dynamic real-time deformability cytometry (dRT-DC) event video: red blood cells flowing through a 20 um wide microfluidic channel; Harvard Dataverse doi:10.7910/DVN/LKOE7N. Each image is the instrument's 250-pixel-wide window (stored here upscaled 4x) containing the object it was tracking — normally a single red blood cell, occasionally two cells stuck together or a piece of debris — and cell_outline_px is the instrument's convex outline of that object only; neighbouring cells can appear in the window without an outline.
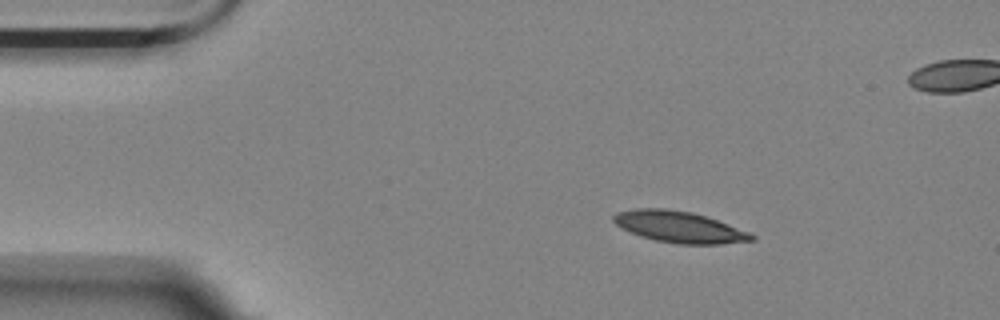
{"species": "Egyptian fruit bat (a non-hibernating species)", "species_latin": "Rousettus aegyptiacus", "temperature_condition": "room temperature", "stored_images_in_passage": 49, "camera_frame_rate_fps": 3000, "um_per_image_px": 0.085, "animal": {"sex": "female"}, "frame": {"image": 1, "passage_image": 1, "time_ms": 0.0, "image_size_px": [1000, 320], "cell_outline_px": [[756, 240], [720, 244], [676, 244], [656, 240], [640, 236], [620, 228], [612, 220], [612, 216], [616, 212], [636, 208], [664, 208], [692, 212], [728, 224], [748, 232], [756, 236]], "centroid_in_image_um": [57.7, 19.29], "position_along_channel_um": 27.3, "area_um2": 25.2}}
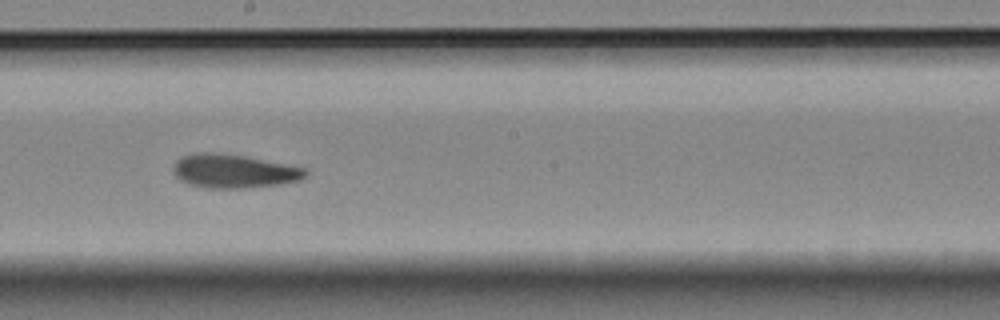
{"frame": {"image": 2, "passage_image": 23, "time_ms": 7.333, "image_size_px": [1000, 320], "cell_outline_px": [[308, 176], [300, 180], [280, 184], [244, 188], [204, 188], [180, 180], [172, 172], [172, 168], [176, 160], [184, 156], [196, 152], [212, 152], [244, 156], [308, 168]], "centroid_in_image_um": [19.89, 14.55], "position_along_channel_um": 228.3, "area_um2": 26.07}}
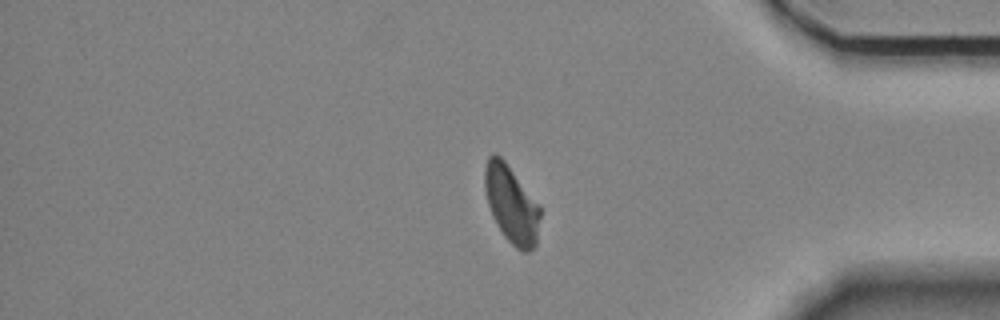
{"frame": {"image": 3, "passage_image": 39, "time_ms": 12.667, "image_size_px": [1000, 320], "cell_outline_px": [[540, 216], [536, 244], [528, 252], [524, 252], [516, 248], [504, 236], [492, 216], [488, 204], [484, 188], [484, 168], [488, 156], [492, 152], [496, 152], [504, 160], [540, 208]], "centroid_in_image_um": [43.43, 17.35], "position_along_channel_um": 391.8, "area_um2": 24.62}, "authors_computed_cell_mechanics": {"area_um2": 25.432, "velocity_mm_per_s": 3.5072, "shape_relaxation_time_tau1_ms": 4.8733, "shape_relaxation_time_tau2_ms": 3.5844, "deformation_change_tau1": 0.1417, "deformation_change_tau2": 0.0772}}